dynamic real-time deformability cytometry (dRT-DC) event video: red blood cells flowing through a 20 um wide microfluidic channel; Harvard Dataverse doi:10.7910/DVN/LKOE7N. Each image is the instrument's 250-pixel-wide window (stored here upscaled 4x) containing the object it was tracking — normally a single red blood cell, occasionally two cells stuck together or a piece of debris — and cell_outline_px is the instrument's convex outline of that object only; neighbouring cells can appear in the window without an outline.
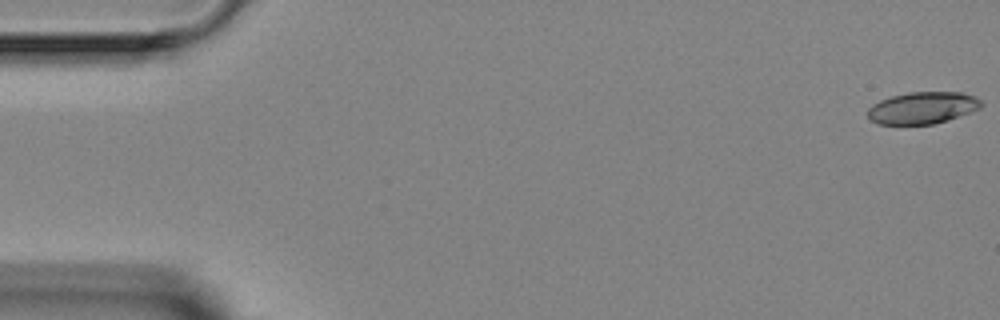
{"species": "Egyptian fruit bat (a non-hibernating species)", "species_latin": "Rousettus aegyptiacus", "temperature_condition": "room temperature", "stored_images_in_passage": 4, "segment_of_instrument_passage": [2, 2], "camera_frame_rate_fps": 3000, "um_per_image_px": 0.085, "animal": {"sex": "female"}, "frame": {"image": 1, "passage_image": 4, "time_ms": 3.333, "image_size_px": [1000, 320], "cell_outline_px": [[984, 104], [980, 108], [972, 112], [948, 120], [932, 124], [880, 124], [872, 120], [868, 116], [868, 108], [872, 104], [880, 100], [892, 96], [908, 92], [964, 92], [976, 96]], "centroid_in_image_um": [78.46, 9.15], "position_along_channel_um": 6.5, "area_um2": 21.21}}